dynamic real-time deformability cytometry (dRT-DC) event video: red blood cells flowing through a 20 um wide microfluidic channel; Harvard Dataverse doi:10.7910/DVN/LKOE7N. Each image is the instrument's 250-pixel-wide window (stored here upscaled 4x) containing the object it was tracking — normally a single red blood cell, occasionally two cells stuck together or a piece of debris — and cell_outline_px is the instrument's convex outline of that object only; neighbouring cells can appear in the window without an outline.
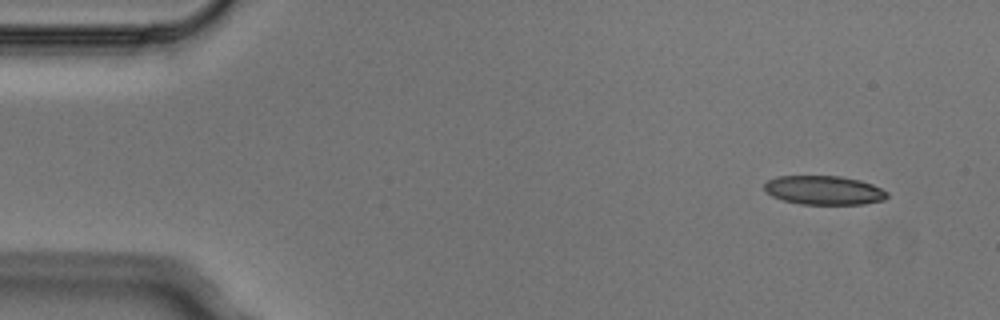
{"species": "Egyptian fruit bat (a non-hibernating species)", "species_latin": "Rousettus aegyptiacus", "temperature_condition": "cold", "stored_images_in_passage": 5, "segment_of_instrument_passage": [2, 2], "camera_frame_rate_fps": 3000, "um_per_image_px": 0.085, "animal": {"sex": "male"}, "frame": {"image": 1, "passage_image": 5, "time_ms": 1.333, "image_size_px": [1000, 320], "cell_outline_px": [[888, 196], [884, 200], [864, 204], [800, 204], [784, 200], [772, 196], [764, 192], [764, 184], [768, 180], [776, 176], [840, 176], [860, 180], [872, 184], [888, 192]], "centroid_in_image_um": [70.02, 16.17], "position_along_channel_um": 15.0, "area_um2": 20.81}}